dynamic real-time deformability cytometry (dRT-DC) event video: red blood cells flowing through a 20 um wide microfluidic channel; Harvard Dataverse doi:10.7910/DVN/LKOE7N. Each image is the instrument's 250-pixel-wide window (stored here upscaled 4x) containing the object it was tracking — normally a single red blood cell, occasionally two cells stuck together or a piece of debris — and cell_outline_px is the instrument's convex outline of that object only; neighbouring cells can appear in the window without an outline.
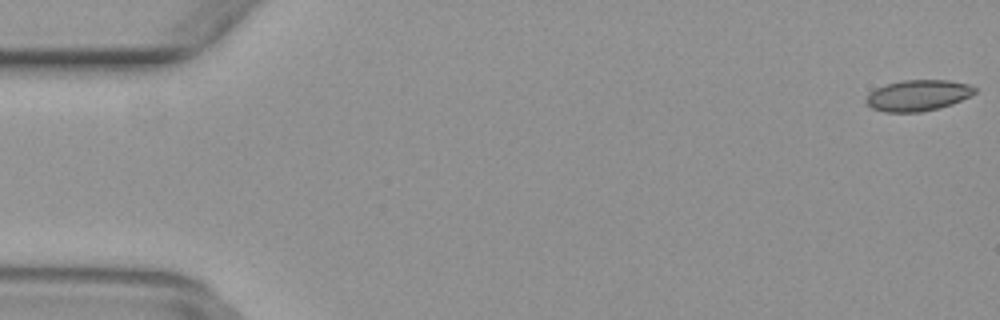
{"species": "common noctule bat (a hibernating species)", "species_latin": "Nyctalus noctula", "temperature_condition": "warm", "stored_images_in_passage": 51, "camera_frame_rate_fps": 3000, "um_per_image_px": 0.085, "animal": {"sex": "female", "body_mass_g": 29.2, "forearm_length_mm": 56.3}, "frame": {"image": 1, "passage_image": 1, "time_ms": 0.0, "image_size_px": [1000, 320], "cell_outline_px": [[976, 92], [952, 104], [940, 108], [920, 112], [884, 112], [872, 108], [864, 100], [868, 92], [876, 88], [888, 84], [904, 80], [948, 80], [968, 84], [976, 88]], "centroid_in_image_um": [77.99, 8.11], "position_along_channel_um": 7.0, "area_um2": 19.59}}
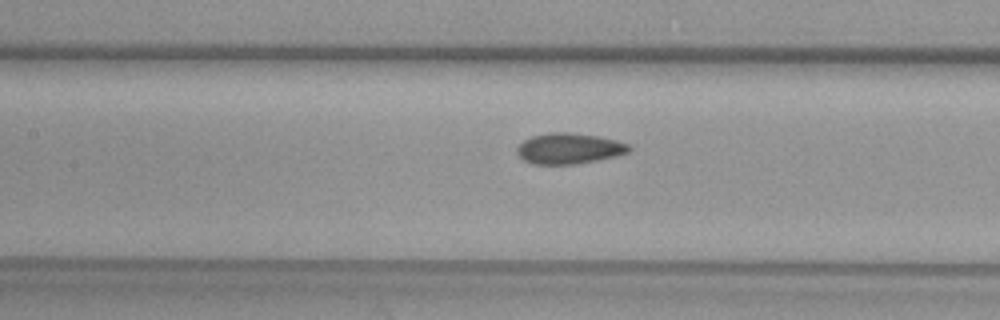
{"frame": {"image": 2, "passage_image": 23, "time_ms": 7.333, "image_size_px": [1000, 320], "cell_outline_px": [[632, 148], [628, 152], [616, 156], [576, 164], [532, 164], [524, 160], [516, 152], [516, 148], [524, 140], [532, 136], [548, 132], [568, 132], [600, 136], [632, 144]], "centroid_in_image_um": [48.39, 12.61], "position_along_channel_um": 159.0, "area_um2": 20.23}}
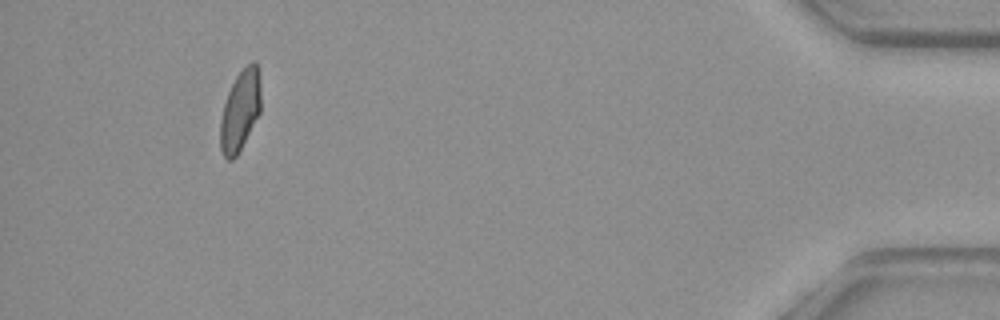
{"frame": {"image": 3, "passage_image": 47, "time_ms": 15.333, "image_size_px": [1000, 320], "cell_outline_px": [[260, 112], [236, 156], [232, 160], [228, 160], [224, 156], [220, 148], [220, 120], [224, 104], [228, 92], [236, 76], [252, 60], [256, 60], [260, 80]], "centroid_in_image_um": [20.41, 9.38], "position_along_channel_um": 414.8, "area_um2": 18.84}}